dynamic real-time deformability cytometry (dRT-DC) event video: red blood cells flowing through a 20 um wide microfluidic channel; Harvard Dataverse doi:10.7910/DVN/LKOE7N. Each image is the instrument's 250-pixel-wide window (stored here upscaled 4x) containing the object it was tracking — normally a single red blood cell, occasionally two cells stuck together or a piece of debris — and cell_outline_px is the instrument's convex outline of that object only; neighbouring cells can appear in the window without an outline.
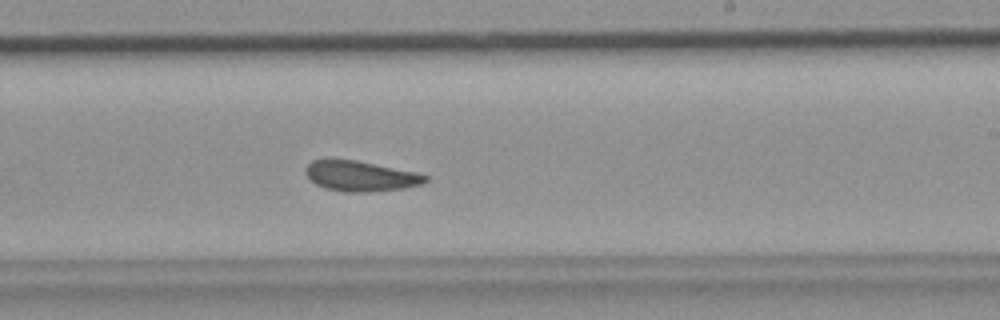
{"species": "common noctule bat (a hibernating species)", "species_latin": "Nyctalus noctula", "temperature_condition": "room temperature", "stored_images_in_passage": 46, "camera_frame_rate_fps": 3000, "um_per_image_px": 0.085, "animal": {"sex": "female", "body_mass_g": 19.9}, "frame": {"image": 1, "passage_image": 27, "time_ms": 8.667, "image_size_px": [1000, 320], "cell_outline_px": [[428, 180], [420, 184], [404, 188], [368, 192], [344, 192], [324, 188], [316, 184], [304, 172], [304, 168], [312, 160], [328, 156], [356, 160], [416, 172], [428, 176]], "centroid_in_image_um": [30.56, 14.93], "position_along_channel_um": 258.4, "area_um2": 21.62}}
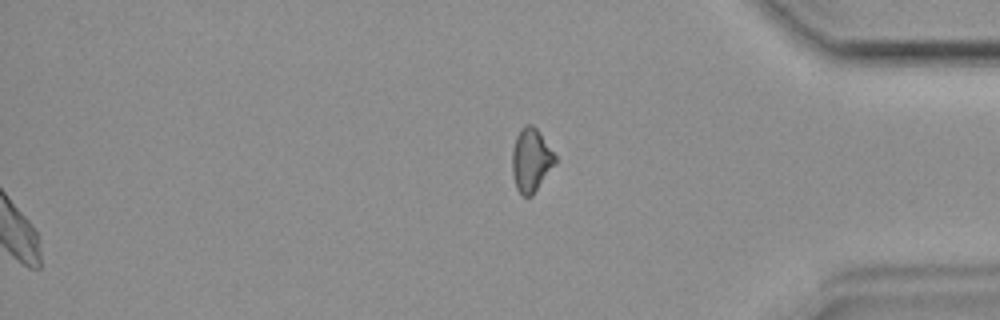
{"frame": {"image": 2, "passage_image": 46, "time_ms": 15.0, "image_size_px": [1000, 320], "cell_outline_px": [[556, 164], [532, 196], [524, 196], [516, 188], [512, 172], [512, 148], [516, 136], [520, 128], [524, 124], [532, 124], [536, 128], [556, 156]], "centroid_in_image_um": [45.13, 13.6], "position_along_channel_um": 390.1, "area_um2": 15.95}}